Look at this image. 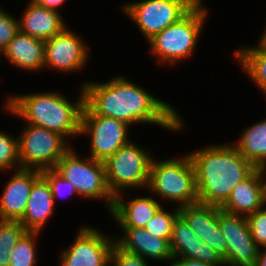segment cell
<instances>
[{
    "mask_svg": "<svg viewBox=\"0 0 266 266\" xmlns=\"http://www.w3.org/2000/svg\"><path fill=\"white\" fill-rule=\"evenodd\" d=\"M220 207L201 202L179 207V215L203 242H208L209 221Z\"/></svg>",
    "mask_w": 266,
    "mask_h": 266,
    "instance_id": "obj_24",
    "label": "cell"
},
{
    "mask_svg": "<svg viewBox=\"0 0 266 266\" xmlns=\"http://www.w3.org/2000/svg\"><path fill=\"white\" fill-rule=\"evenodd\" d=\"M19 31L18 18L0 7V49L3 51Z\"/></svg>",
    "mask_w": 266,
    "mask_h": 266,
    "instance_id": "obj_32",
    "label": "cell"
},
{
    "mask_svg": "<svg viewBox=\"0 0 266 266\" xmlns=\"http://www.w3.org/2000/svg\"><path fill=\"white\" fill-rule=\"evenodd\" d=\"M259 41L266 46V26L264 32L261 34Z\"/></svg>",
    "mask_w": 266,
    "mask_h": 266,
    "instance_id": "obj_38",
    "label": "cell"
},
{
    "mask_svg": "<svg viewBox=\"0 0 266 266\" xmlns=\"http://www.w3.org/2000/svg\"><path fill=\"white\" fill-rule=\"evenodd\" d=\"M125 194L119 193L114 197L113 208L110 212L113 220L120 228L145 227L148 221L162 207L157 198L133 197L129 201H124Z\"/></svg>",
    "mask_w": 266,
    "mask_h": 266,
    "instance_id": "obj_19",
    "label": "cell"
},
{
    "mask_svg": "<svg viewBox=\"0 0 266 266\" xmlns=\"http://www.w3.org/2000/svg\"><path fill=\"white\" fill-rule=\"evenodd\" d=\"M26 231L20 221L0 219V266H9L10 252Z\"/></svg>",
    "mask_w": 266,
    "mask_h": 266,
    "instance_id": "obj_26",
    "label": "cell"
},
{
    "mask_svg": "<svg viewBox=\"0 0 266 266\" xmlns=\"http://www.w3.org/2000/svg\"><path fill=\"white\" fill-rule=\"evenodd\" d=\"M41 175L50 185L55 204L59 197L78 196L73 184L65 180L55 168L43 170Z\"/></svg>",
    "mask_w": 266,
    "mask_h": 266,
    "instance_id": "obj_29",
    "label": "cell"
},
{
    "mask_svg": "<svg viewBox=\"0 0 266 266\" xmlns=\"http://www.w3.org/2000/svg\"><path fill=\"white\" fill-rule=\"evenodd\" d=\"M130 128L123 121L96 115L84 104L81 115L80 136L89 137V157L104 162L119 148L131 141L128 138Z\"/></svg>",
    "mask_w": 266,
    "mask_h": 266,
    "instance_id": "obj_10",
    "label": "cell"
},
{
    "mask_svg": "<svg viewBox=\"0 0 266 266\" xmlns=\"http://www.w3.org/2000/svg\"><path fill=\"white\" fill-rule=\"evenodd\" d=\"M32 1L40 6H43L50 10L57 11L59 13H61L59 8H61L66 2V0H32Z\"/></svg>",
    "mask_w": 266,
    "mask_h": 266,
    "instance_id": "obj_35",
    "label": "cell"
},
{
    "mask_svg": "<svg viewBox=\"0 0 266 266\" xmlns=\"http://www.w3.org/2000/svg\"><path fill=\"white\" fill-rule=\"evenodd\" d=\"M232 55L240 68H242L264 94L266 93V46L259 40L255 47L241 45Z\"/></svg>",
    "mask_w": 266,
    "mask_h": 266,
    "instance_id": "obj_22",
    "label": "cell"
},
{
    "mask_svg": "<svg viewBox=\"0 0 266 266\" xmlns=\"http://www.w3.org/2000/svg\"><path fill=\"white\" fill-rule=\"evenodd\" d=\"M18 135L20 168L54 169L71 148V140L44 127L25 124Z\"/></svg>",
    "mask_w": 266,
    "mask_h": 266,
    "instance_id": "obj_8",
    "label": "cell"
},
{
    "mask_svg": "<svg viewBox=\"0 0 266 266\" xmlns=\"http://www.w3.org/2000/svg\"><path fill=\"white\" fill-rule=\"evenodd\" d=\"M199 0H138L124 3L122 10L147 42L182 18Z\"/></svg>",
    "mask_w": 266,
    "mask_h": 266,
    "instance_id": "obj_9",
    "label": "cell"
},
{
    "mask_svg": "<svg viewBox=\"0 0 266 266\" xmlns=\"http://www.w3.org/2000/svg\"><path fill=\"white\" fill-rule=\"evenodd\" d=\"M147 189L178 207L197 203L195 169L189 154L162 161L152 158Z\"/></svg>",
    "mask_w": 266,
    "mask_h": 266,
    "instance_id": "obj_5",
    "label": "cell"
},
{
    "mask_svg": "<svg viewBox=\"0 0 266 266\" xmlns=\"http://www.w3.org/2000/svg\"><path fill=\"white\" fill-rule=\"evenodd\" d=\"M152 158L149 150L130 141L106 159L104 161L106 181L112 195L115 197L134 188L146 189Z\"/></svg>",
    "mask_w": 266,
    "mask_h": 266,
    "instance_id": "obj_7",
    "label": "cell"
},
{
    "mask_svg": "<svg viewBox=\"0 0 266 266\" xmlns=\"http://www.w3.org/2000/svg\"><path fill=\"white\" fill-rule=\"evenodd\" d=\"M255 266H266V247L259 248Z\"/></svg>",
    "mask_w": 266,
    "mask_h": 266,
    "instance_id": "obj_36",
    "label": "cell"
},
{
    "mask_svg": "<svg viewBox=\"0 0 266 266\" xmlns=\"http://www.w3.org/2000/svg\"><path fill=\"white\" fill-rule=\"evenodd\" d=\"M41 232L26 231L10 252L9 266H37L36 244Z\"/></svg>",
    "mask_w": 266,
    "mask_h": 266,
    "instance_id": "obj_25",
    "label": "cell"
},
{
    "mask_svg": "<svg viewBox=\"0 0 266 266\" xmlns=\"http://www.w3.org/2000/svg\"><path fill=\"white\" fill-rule=\"evenodd\" d=\"M55 202L48 181L41 175L31 189L20 222L27 231L41 232L55 212Z\"/></svg>",
    "mask_w": 266,
    "mask_h": 266,
    "instance_id": "obj_21",
    "label": "cell"
},
{
    "mask_svg": "<svg viewBox=\"0 0 266 266\" xmlns=\"http://www.w3.org/2000/svg\"><path fill=\"white\" fill-rule=\"evenodd\" d=\"M124 76L107 82H84L85 104L96 114L125 122L129 126L150 124L171 132L186 127L181 115L170 103L157 98L144 87Z\"/></svg>",
    "mask_w": 266,
    "mask_h": 266,
    "instance_id": "obj_1",
    "label": "cell"
},
{
    "mask_svg": "<svg viewBox=\"0 0 266 266\" xmlns=\"http://www.w3.org/2000/svg\"><path fill=\"white\" fill-rule=\"evenodd\" d=\"M195 169L198 202L221 207L235 186L256 167L234 143L212 144L189 153Z\"/></svg>",
    "mask_w": 266,
    "mask_h": 266,
    "instance_id": "obj_2",
    "label": "cell"
},
{
    "mask_svg": "<svg viewBox=\"0 0 266 266\" xmlns=\"http://www.w3.org/2000/svg\"><path fill=\"white\" fill-rule=\"evenodd\" d=\"M162 206L144 227L154 237L171 240L173 222L179 215V207L170 211Z\"/></svg>",
    "mask_w": 266,
    "mask_h": 266,
    "instance_id": "obj_27",
    "label": "cell"
},
{
    "mask_svg": "<svg viewBox=\"0 0 266 266\" xmlns=\"http://www.w3.org/2000/svg\"><path fill=\"white\" fill-rule=\"evenodd\" d=\"M204 243L219 254L224 263L227 262V244L220 230L218 213L209 221L208 242Z\"/></svg>",
    "mask_w": 266,
    "mask_h": 266,
    "instance_id": "obj_31",
    "label": "cell"
},
{
    "mask_svg": "<svg viewBox=\"0 0 266 266\" xmlns=\"http://www.w3.org/2000/svg\"><path fill=\"white\" fill-rule=\"evenodd\" d=\"M170 250L173 257L195 259L211 266H225L219 254L197 237L180 215L173 222Z\"/></svg>",
    "mask_w": 266,
    "mask_h": 266,
    "instance_id": "obj_15",
    "label": "cell"
},
{
    "mask_svg": "<svg viewBox=\"0 0 266 266\" xmlns=\"http://www.w3.org/2000/svg\"><path fill=\"white\" fill-rule=\"evenodd\" d=\"M220 230L227 244V262L231 266H255L259 247L252 238L246 216L218 211Z\"/></svg>",
    "mask_w": 266,
    "mask_h": 266,
    "instance_id": "obj_12",
    "label": "cell"
},
{
    "mask_svg": "<svg viewBox=\"0 0 266 266\" xmlns=\"http://www.w3.org/2000/svg\"><path fill=\"white\" fill-rule=\"evenodd\" d=\"M261 176H262V180H263V184L265 186V192H266V161L263 162L259 167H258Z\"/></svg>",
    "mask_w": 266,
    "mask_h": 266,
    "instance_id": "obj_37",
    "label": "cell"
},
{
    "mask_svg": "<svg viewBox=\"0 0 266 266\" xmlns=\"http://www.w3.org/2000/svg\"><path fill=\"white\" fill-rule=\"evenodd\" d=\"M71 147L59 160L55 169L61 176L71 182L78 194V197L91 200H103L110 213L114 196L110 192L105 173L103 161L95 160L89 156L81 157Z\"/></svg>",
    "mask_w": 266,
    "mask_h": 266,
    "instance_id": "obj_6",
    "label": "cell"
},
{
    "mask_svg": "<svg viewBox=\"0 0 266 266\" xmlns=\"http://www.w3.org/2000/svg\"><path fill=\"white\" fill-rule=\"evenodd\" d=\"M46 40L18 31L3 50V57L18 69L31 73L44 69Z\"/></svg>",
    "mask_w": 266,
    "mask_h": 266,
    "instance_id": "obj_18",
    "label": "cell"
},
{
    "mask_svg": "<svg viewBox=\"0 0 266 266\" xmlns=\"http://www.w3.org/2000/svg\"><path fill=\"white\" fill-rule=\"evenodd\" d=\"M265 204V186L259 169L255 168L235 186L220 209L227 213L248 216L262 208Z\"/></svg>",
    "mask_w": 266,
    "mask_h": 266,
    "instance_id": "obj_16",
    "label": "cell"
},
{
    "mask_svg": "<svg viewBox=\"0 0 266 266\" xmlns=\"http://www.w3.org/2000/svg\"><path fill=\"white\" fill-rule=\"evenodd\" d=\"M41 176V171L19 168L6 182L0 197V219L20 221L29 199L33 183Z\"/></svg>",
    "mask_w": 266,
    "mask_h": 266,
    "instance_id": "obj_14",
    "label": "cell"
},
{
    "mask_svg": "<svg viewBox=\"0 0 266 266\" xmlns=\"http://www.w3.org/2000/svg\"><path fill=\"white\" fill-rule=\"evenodd\" d=\"M234 146L256 168L266 161V118L245 127Z\"/></svg>",
    "mask_w": 266,
    "mask_h": 266,
    "instance_id": "obj_23",
    "label": "cell"
},
{
    "mask_svg": "<svg viewBox=\"0 0 266 266\" xmlns=\"http://www.w3.org/2000/svg\"><path fill=\"white\" fill-rule=\"evenodd\" d=\"M246 218L255 243L259 248L266 247V204Z\"/></svg>",
    "mask_w": 266,
    "mask_h": 266,
    "instance_id": "obj_30",
    "label": "cell"
},
{
    "mask_svg": "<svg viewBox=\"0 0 266 266\" xmlns=\"http://www.w3.org/2000/svg\"><path fill=\"white\" fill-rule=\"evenodd\" d=\"M168 266H211L202 261L188 258L173 257Z\"/></svg>",
    "mask_w": 266,
    "mask_h": 266,
    "instance_id": "obj_34",
    "label": "cell"
},
{
    "mask_svg": "<svg viewBox=\"0 0 266 266\" xmlns=\"http://www.w3.org/2000/svg\"><path fill=\"white\" fill-rule=\"evenodd\" d=\"M1 56H3V51L0 49V62H1V59H2Z\"/></svg>",
    "mask_w": 266,
    "mask_h": 266,
    "instance_id": "obj_39",
    "label": "cell"
},
{
    "mask_svg": "<svg viewBox=\"0 0 266 266\" xmlns=\"http://www.w3.org/2000/svg\"><path fill=\"white\" fill-rule=\"evenodd\" d=\"M204 4V0H199L182 18L148 41L156 62L177 65L194 55L209 15Z\"/></svg>",
    "mask_w": 266,
    "mask_h": 266,
    "instance_id": "obj_4",
    "label": "cell"
},
{
    "mask_svg": "<svg viewBox=\"0 0 266 266\" xmlns=\"http://www.w3.org/2000/svg\"><path fill=\"white\" fill-rule=\"evenodd\" d=\"M148 266L146 259L129 253L114 243L110 253V266Z\"/></svg>",
    "mask_w": 266,
    "mask_h": 266,
    "instance_id": "obj_33",
    "label": "cell"
},
{
    "mask_svg": "<svg viewBox=\"0 0 266 266\" xmlns=\"http://www.w3.org/2000/svg\"><path fill=\"white\" fill-rule=\"evenodd\" d=\"M84 39L67 26L51 39L46 40L44 69L77 72L83 70L89 61L91 47ZM90 49V50H89Z\"/></svg>",
    "mask_w": 266,
    "mask_h": 266,
    "instance_id": "obj_13",
    "label": "cell"
},
{
    "mask_svg": "<svg viewBox=\"0 0 266 266\" xmlns=\"http://www.w3.org/2000/svg\"><path fill=\"white\" fill-rule=\"evenodd\" d=\"M20 168L18 137L0 131V171H13Z\"/></svg>",
    "mask_w": 266,
    "mask_h": 266,
    "instance_id": "obj_28",
    "label": "cell"
},
{
    "mask_svg": "<svg viewBox=\"0 0 266 266\" xmlns=\"http://www.w3.org/2000/svg\"><path fill=\"white\" fill-rule=\"evenodd\" d=\"M79 95L75 102H70L60 90L12 94L3 105L7 113L24 119L25 124L44 127L60 133L66 139H74L81 133V115L85 104L82 86Z\"/></svg>",
    "mask_w": 266,
    "mask_h": 266,
    "instance_id": "obj_3",
    "label": "cell"
},
{
    "mask_svg": "<svg viewBox=\"0 0 266 266\" xmlns=\"http://www.w3.org/2000/svg\"><path fill=\"white\" fill-rule=\"evenodd\" d=\"M30 1V2H29ZM18 19L19 31L31 37L48 40L61 32L67 25L61 13L47 9L29 0Z\"/></svg>",
    "mask_w": 266,
    "mask_h": 266,
    "instance_id": "obj_20",
    "label": "cell"
},
{
    "mask_svg": "<svg viewBox=\"0 0 266 266\" xmlns=\"http://www.w3.org/2000/svg\"><path fill=\"white\" fill-rule=\"evenodd\" d=\"M73 243L59 253V266H110L115 237L91 225L78 228Z\"/></svg>",
    "mask_w": 266,
    "mask_h": 266,
    "instance_id": "obj_11",
    "label": "cell"
},
{
    "mask_svg": "<svg viewBox=\"0 0 266 266\" xmlns=\"http://www.w3.org/2000/svg\"><path fill=\"white\" fill-rule=\"evenodd\" d=\"M120 230L123 234L115 237V243L123 250L146 260L170 262L173 259L168 239L154 237L143 227Z\"/></svg>",
    "mask_w": 266,
    "mask_h": 266,
    "instance_id": "obj_17",
    "label": "cell"
}]
</instances>
